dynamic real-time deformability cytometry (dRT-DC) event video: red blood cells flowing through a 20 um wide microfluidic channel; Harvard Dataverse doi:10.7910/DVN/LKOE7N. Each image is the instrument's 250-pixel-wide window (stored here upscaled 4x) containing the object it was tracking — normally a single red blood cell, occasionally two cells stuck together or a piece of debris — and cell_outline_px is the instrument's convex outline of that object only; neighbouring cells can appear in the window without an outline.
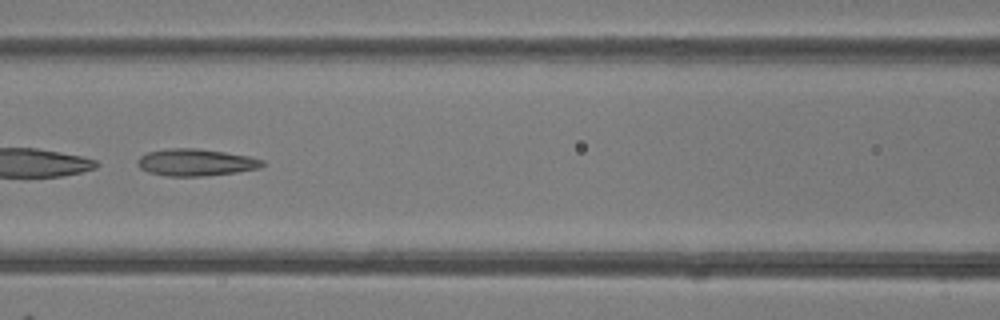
{"species": "common noctule bat (a hibernating species)", "species_latin": "Nyctalus noctula", "temperature_condition": "room temperature", "stored_images_in_passage": 47, "camera_frame_rate_fps": 3000, "um_per_image_px": 0.085, "animal": {"sex": "female"}, "frame": {"image": 1, "passage_image": 21, "time_ms": 6.667, "image_size_px": [1000, 320], "cell_outline_px": [[264, 164], [260, 168], [236, 172], [208, 176], [168, 176], [148, 172], [140, 168], [136, 164], [136, 160], [140, 156], [148, 152], [168, 148], [196, 148], [224, 152], [248, 156], [264, 160]], "centroid_in_image_um": [16.62, 13.8], "position_along_channel_um": 150.0, "area_um2": 19.71}}
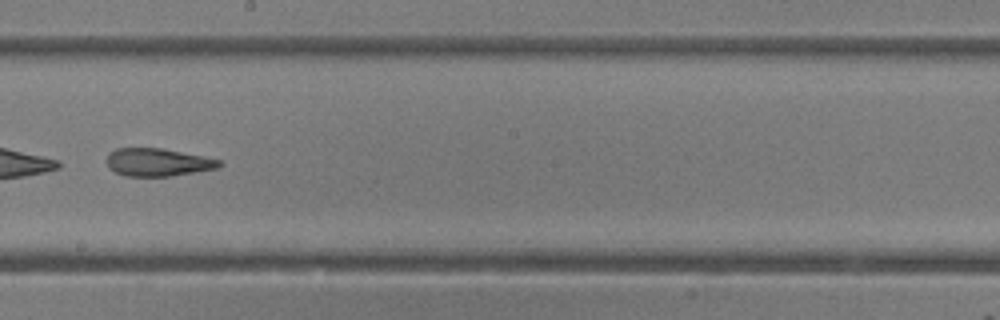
{"frame": {"image": 2, "passage_image": 27, "time_ms": 8.667, "image_size_px": [1000, 320], "cell_outline_px": [[224, 164], [216, 168], [168, 176], [124, 176], [108, 168], [108, 152], [116, 148], [160, 148], [204, 156], [220, 160]], "centroid_in_image_um": [13.39, 13.78], "position_along_channel_um": 234.8, "area_um2": 18.09}}